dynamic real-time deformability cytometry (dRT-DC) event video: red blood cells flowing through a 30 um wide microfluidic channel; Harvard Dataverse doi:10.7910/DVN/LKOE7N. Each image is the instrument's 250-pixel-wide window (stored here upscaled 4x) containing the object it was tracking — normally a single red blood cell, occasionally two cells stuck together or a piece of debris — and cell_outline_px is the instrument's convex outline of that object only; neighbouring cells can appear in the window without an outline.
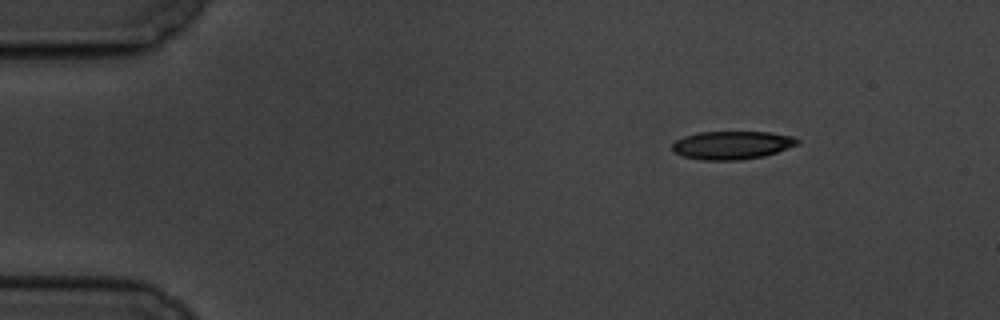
{"species": "common noctule bat (a hibernating species)", "species_latin": "Nyctalus noctula", "temperature_condition": "cold", "stored_images_in_passage": 4, "camera_frame_rate_fps": 3000, "um_per_image_px": 0.085, "animal": {"sex": "male", "body_mass_g": 19.5, "forearm_length_mm": 54.6}, "frame": {"image": 1, "passage_image": 1, "time_ms": 0.0, "image_size_px": [1000, 320], "cell_outline_px": [[800, 144], [764, 156], [740, 160], [700, 160], [684, 156], [672, 152], [672, 144], [676, 140], [684, 136], [696, 132], [768, 132], [792, 136], [800, 140]], "centroid_in_image_um": [62.21, 12.34], "position_along_channel_um": 22.8, "area_um2": 20.69}}
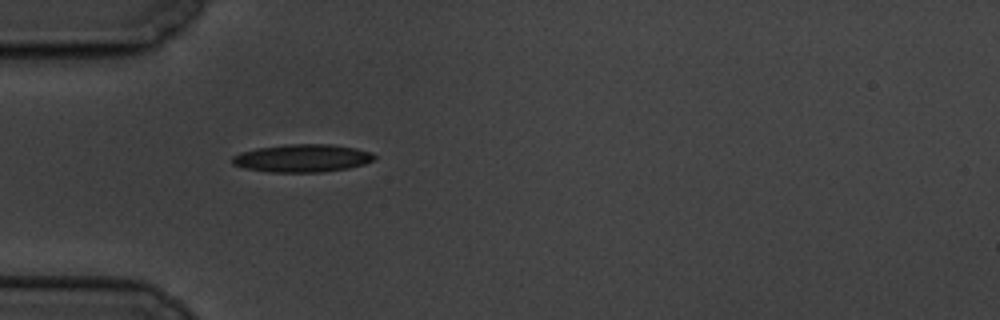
{"frame": {"image": 2, "passage_image": 4, "time_ms": 3.333, "image_size_px": [1000, 320], "cell_outline_px": [[376, 156], [372, 160], [364, 164], [348, 168], [320, 172], [268, 172], [244, 168], [232, 164], [232, 156], [240, 152], [256, 148], [284, 144], [332, 144], [356, 148], [372, 152]], "centroid_in_image_um": [25.67, 13.44], "position_along_channel_um": 59.3, "area_um2": 23.18}}